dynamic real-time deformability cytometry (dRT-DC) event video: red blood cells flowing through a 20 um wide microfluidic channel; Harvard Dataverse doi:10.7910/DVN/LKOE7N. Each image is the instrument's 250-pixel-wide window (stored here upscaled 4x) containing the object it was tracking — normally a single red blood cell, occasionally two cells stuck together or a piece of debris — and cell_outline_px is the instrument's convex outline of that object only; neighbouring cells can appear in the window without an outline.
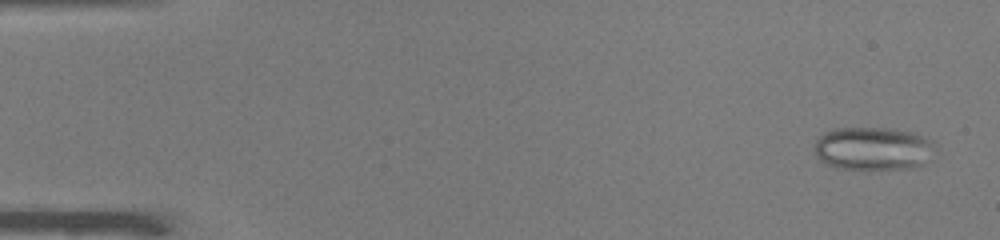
{"species": "common noctule bat (a hibernating species)", "species_latin": "Nyctalus noctula", "temperature_condition": "warm", "stored_images_in_passage": 51, "camera_frame_rate_fps": 3000, "um_per_image_px": 0.085, "animal": {"sex": "male", "body_mass_g": 19.0, "forearm_length_mm": 50.8}, "frame": {"image": 1, "passage_image": 3, "time_ms": 0.667, "image_size_px": [1000, 240], "cell_outline_px": [[932, 160], [924, 164], [908, 168], [836, 168], [824, 164], [816, 156], [816, 140], [824, 132], [832, 128], [892, 128], [912, 132], [928, 140], [932, 148]], "centroid_in_image_um": [74.17, 12.62], "position_along_channel_um": 10.8, "area_um2": 30.06}}
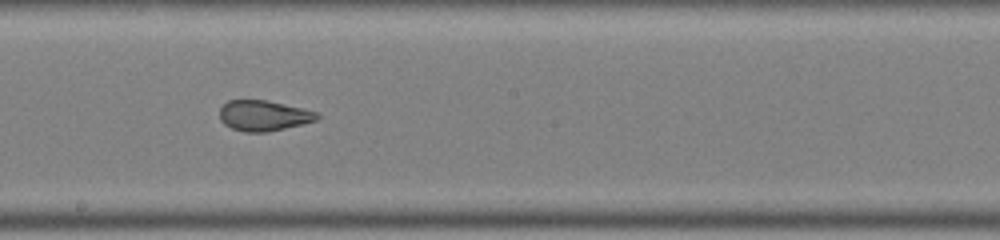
{"frame": {"image": 2, "passage_image": 29, "time_ms": 9.333, "image_size_px": [1000, 240], "cell_outline_px": [[320, 116], [316, 120], [284, 128], [264, 132], [244, 132], [232, 128], [224, 124], [220, 120], [220, 108], [228, 100], [268, 100], [304, 108], [320, 112]], "centroid_in_image_um": [22.42, 9.81], "position_along_channel_um": 225.8, "area_um2": 17.34}}
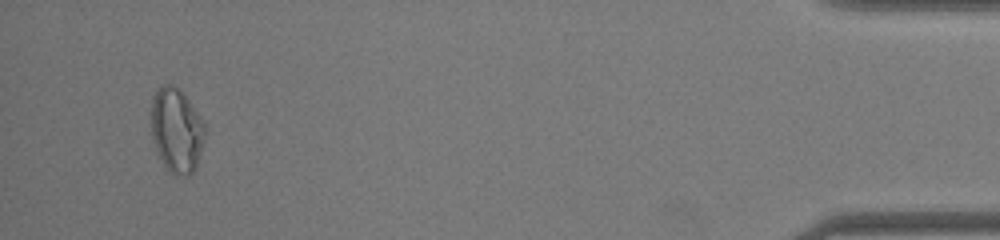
{"frame": {"image": 3, "passage_image": 49, "time_ms": 16.0, "image_size_px": [1000, 240], "cell_outline_px": [[204, 136], [196, 168], [192, 172], [176, 176], [168, 172], [152, 140], [152, 96], [160, 84], [172, 84], [180, 88], [184, 92], [204, 124]], "centroid_in_image_um": [14.98, 11.03], "position_along_channel_um": 420.2, "area_um2": 26.24}, "authors_computed_cell_mechanics": {"area_um2": 22.4264, "velocity_mm_per_s": 4.0053, "shape_relaxation_time_tau1_ms": null, "shape_relaxation_time_tau2_ms": 0.7444, "deformation_change_tau1": null, "deformation_change_tau2": 0.0797}}